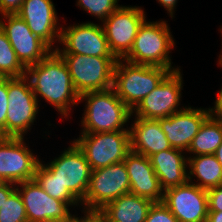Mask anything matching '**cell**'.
Listing matches in <instances>:
<instances>
[{
    "instance_id": "cell-1",
    "label": "cell",
    "mask_w": 222,
    "mask_h": 222,
    "mask_svg": "<svg viewBox=\"0 0 222 222\" xmlns=\"http://www.w3.org/2000/svg\"><path fill=\"white\" fill-rule=\"evenodd\" d=\"M35 98L41 95L45 101L55 107L67 118L68 112L80 101L75 90L68 66L61 55L52 50L43 60L26 69Z\"/></svg>"
},
{
    "instance_id": "cell-2",
    "label": "cell",
    "mask_w": 222,
    "mask_h": 222,
    "mask_svg": "<svg viewBox=\"0 0 222 222\" xmlns=\"http://www.w3.org/2000/svg\"><path fill=\"white\" fill-rule=\"evenodd\" d=\"M79 99V102L87 101L81 121L82 133L129 131L123 127L133 116L132 110L119 99L113 88L86 92Z\"/></svg>"
},
{
    "instance_id": "cell-3",
    "label": "cell",
    "mask_w": 222,
    "mask_h": 222,
    "mask_svg": "<svg viewBox=\"0 0 222 222\" xmlns=\"http://www.w3.org/2000/svg\"><path fill=\"white\" fill-rule=\"evenodd\" d=\"M169 72L167 68L117 59L112 88L119 99L133 110Z\"/></svg>"
},
{
    "instance_id": "cell-4",
    "label": "cell",
    "mask_w": 222,
    "mask_h": 222,
    "mask_svg": "<svg viewBox=\"0 0 222 222\" xmlns=\"http://www.w3.org/2000/svg\"><path fill=\"white\" fill-rule=\"evenodd\" d=\"M172 47H174V40L166 21L147 22L145 20L138 29L131 50L123 60L174 71L179 68L171 66L169 53Z\"/></svg>"
},
{
    "instance_id": "cell-5",
    "label": "cell",
    "mask_w": 222,
    "mask_h": 222,
    "mask_svg": "<svg viewBox=\"0 0 222 222\" xmlns=\"http://www.w3.org/2000/svg\"><path fill=\"white\" fill-rule=\"evenodd\" d=\"M66 62L72 84L79 95L112 88L115 57L60 54Z\"/></svg>"
},
{
    "instance_id": "cell-6",
    "label": "cell",
    "mask_w": 222,
    "mask_h": 222,
    "mask_svg": "<svg viewBox=\"0 0 222 222\" xmlns=\"http://www.w3.org/2000/svg\"><path fill=\"white\" fill-rule=\"evenodd\" d=\"M130 192V180L124 161L91 171L83 211L99 212L108 203Z\"/></svg>"
},
{
    "instance_id": "cell-7",
    "label": "cell",
    "mask_w": 222,
    "mask_h": 222,
    "mask_svg": "<svg viewBox=\"0 0 222 222\" xmlns=\"http://www.w3.org/2000/svg\"><path fill=\"white\" fill-rule=\"evenodd\" d=\"M38 102L26 76L8 78L6 137L23 138L25 136L38 114Z\"/></svg>"
},
{
    "instance_id": "cell-8",
    "label": "cell",
    "mask_w": 222,
    "mask_h": 222,
    "mask_svg": "<svg viewBox=\"0 0 222 222\" xmlns=\"http://www.w3.org/2000/svg\"><path fill=\"white\" fill-rule=\"evenodd\" d=\"M74 142L95 170L124 161L130 151V132L81 133Z\"/></svg>"
},
{
    "instance_id": "cell-9",
    "label": "cell",
    "mask_w": 222,
    "mask_h": 222,
    "mask_svg": "<svg viewBox=\"0 0 222 222\" xmlns=\"http://www.w3.org/2000/svg\"><path fill=\"white\" fill-rule=\"evenodd\" d=\"M145 18L141 7L120 6L103 21L109 50L116 59H123L129 53Z\"/></svg>"
},
{
    "instance_id": "cell-10",
    "label": "cell",
    "mask_w": 222,
    "mask_h": 222,
    "mask_svg": "<svg viewBox=\"0 0 222 222\" xmlns=\"http://www.w3.org/2000/svg\"><path fill=\"white\" fill-rule=\"evenodd\" d=\"M182 74L180 69L170 71L133 110L135 117L145 119H161L182 111L180 105L182 90Z\"/></svg>"
},
{
    "instance_id": "cell-11",
    "label": "cell",
    "mask_w": 222,
    "mask_h": 222,
    "mask_svg": "<svg viewBox=\"0 0 222 222\" xmlns=\"http://www.w3.org/2000/svg\"><path fill=\"white\" fill-rule=\"evenodd\" d=\"M48 164L44 165L54 177L82 202L85 199L92 169L77 144L73 141L67 150Z\"/></svg>"
},
{
    "instance_id": "cell-12",
    "label": "cell",
    "mask_w": 222,
    "mask_h": 222,
    "mask_svg": "<svg viewBox=\"0 0 222 222\" xmlns=\"http://www.w3.org/2000/svg\"><path fill=\"white\" fill-rule=\"evenodd\" d=\"M17 184L28 222L74 221L75 215L72 216L68 209L71 204L49 196L34 179Z\"/></svg>"
},
{
    "instance_id": "cell-13",
    "label": "cell",
    "mask_w": 222,
    "mask_h": 222,
    "mask_svg": "<svg viewBox=\"0 0 222 222\" xmlns=\"http://www.w3.org/2000/svg\"><path fill=\"white\" fill-rule=\"evenodd\" d=\"M23 138L0 137V181L20 183L33 180L40 160Z\"/></svg>"
},
{
    "instance_id": "cell-14",
    "label": "cell",
    "mask_w": 222,
    "mask_h": 222,
    "mask_svg": "<svg viewBox=\"0 0 222 222\" xmlns=\"http://www.w3.org/2000/svg\"><path fill=\"white\" fill-rule=\"evenodd\" d=\"M59 42L64 45L63 50L54 49L59 54L114 57L109 50L103 26L93 22L61 27Z\"/></svg>"
},
{
    "instance_id": "cell-15",
    "label": "cell",
    "mask_w": 222,
    "mask_h": 222,
    "mask_svg": "<svg viewBox=\"0 0 222 222\" xmlns=\"http://www.w3.org/2000/svg\"><path fill=\"white\" fill-rule=\"evenodd\" d=\"M162 203L179 222H207V190L193 184L192 180L166 189Z\"/></svg>"
},
{
    "instance_id": "cell-16",
    "label": "cell",
    "mask_w": 222,
    "mask_h": 222,
    "mask_svg": "<svg viewBox=\"0 0 222 222\" xmlns=\"http://www.w3.org/2000/svg\"><path fill=\"white\" fill-rule=\"evenodd\" d=\"M3 16L7 24L0 20V27L5 32L18 59L26 68L37 64L52 51L43 40L31 32L18 14H3Z\"/></svg>"
},
{
    "instance_id": "cell-17",
    "label": "cell",
    "mask_w": 222,
    "mask_h": 222,
    "mask_svg": "<svg viewBox=\"0 0 222 222\" xmlns=\"http://www.w3.org/2000/svg\"><path fill=\"white\" fill-rule=\"evenodd\" d=\"M210 116L209 109L185 107L169 117L159 119L163 133L172 148L187 151L204 121Z\"/></svg>"
},
{
    "instance_id": "cell-18",
    "label": "cell",
    "mask_w": 222,
    "mask_h": 222,
    "mask_svg": "<svg viewBox=\"0 0 222 222\" xmlns=\"http://www.w3.org/2000/svg\"><path fill=\"white\" fill-rule=\"evenodd\" d=\"M18 14L31 32L43 40L52 50L60 39V26L54 3L51 0H24Z\"/></svg>"
},
{
    "instance_id": "cell-19",
    "label": "cell",
    "mask_w": 222,
    "mask_h": 222,
    "mask_svg": "<svg viewBox=\"0 0 222 222\" xmlns=\"http://www.w3.org/2000/svg\"><path fill=\"white\" fill-rule=\"evenodd\" d=\"M124 164L130 180V193L161 203L164 197L159 178L151 165L150 158L130 150Z\"/></svg>"
},
{
    "instance_id": "cell-20",
    "label": "cell",
    "mask_w": 222,
    "mask_h": 222,
    "mask_svg": "<svg viewBox=\"0 0 222 222\" xmlns=\"http://www.w3.org/2000/svg\"><path fill=\"white\" fill-rule=\"evenodd\" d=\"M130 150L146 157L171 149L166 135L163 133L159 119H145L135 117L133 125L129 128Z\"/></svg>"
},
{
    "instance_id": "cell-21",
    "label": "cell",
    "mask_w": 222,
    "mask_h": 222,
    "mask_svg": "<svg viewBox=\"0 0 222 222\" xmlns=\"http://www.w3.org/2000/svg\"><path fill=\"white\" fill-rule=\"evenodd\" d=\"M183 150L171 148L151 155V165L159 178L160 185L166 189L188 182V158ZM183 154V155H182Z\"/></svg>"
},
{
    "instance_id": "cell-22",
    "label": "cell",
    "mask_w": 222,
    "mask_h": 222,
    "mask_svg": "<svg viewBox=\"0 0 222 222\" xmlns=\"http://www.w3.org/2000/svg\"><path fill=\"white\" fill-rule=\"evenodd\" d=\"M153 204L151 200L129 192L108 203L99 213L107 222H145Z\"/></svg>"
},
{
    "instance_id": "cell-23",
    "label": "cell",
    "mask_w": 222,
    "mask_h": 222,
    "mask_svg": "<svg viewBox=\"0 0 222 222\" xmlns=\"http://www.w3.org/2000/svg\"><path fill=\"white\" fill-rule=\"evenodd\" d=\"M188 165V181L196 177L197 183L193 184L201 189L208 190L222 185V166L214 154L190 156Z\"/></svg>"
},
{
    "instance_id": "cell-24",
    "label": "cell",
    "mask_w": 222,
    "mask_h": 222,
    "mask_svg": "<svg viewBox=\"0 0 222 222\" xmlns=\"http://www.w3.org/2000/svg\"><path fill=\"white\" fill-rule=\"evenodd\" d=\"M222 143V120L209 116L193 138L187 152L198 155L214 154Z\"/></svg>"
},
{
    "instance_id": "cell-25",
    "label": "cell",
    "mask_w": 222,
    "mask_h": 222,
    "mask_svg": "<svg viewBox=\"0 0 222 222\" xmlns=\"http://www.w3.org/2000/svg\"><path fill=\"white\" fill-rule=\"evenodd\" d=\"M34 180L52 198L77 206L81 202L65 187L40 161L35 170Z\"/></svg>"
},
{
    "instance_id": "cell-26",
    "label": "cell",
    "mask_w": 222,
    "mask_h": 222,
    "mask_svg": "<svg viewBox=\"0 0 222 222\" xmlns=\"http://www.w3.org/2000/svg\"><path fill=\"white\" fill-rule=\"evenodd\" d=\"M26 67L20 62L3 29L0 27V77L26 76Z\"/></svg>"
},
{
    "instance_id": "cell-27",
    "label": "cell",
    "mask_w": 222,
    "mask_h": 222,
    "mask_svg": "<svg viewBox=\"0 0 222 222\" xmlns=\"http://www.w3.org/2000/svg\"><path fill=\"white\" fill-rule=\"evenodd\" d=\"M0 222H28L24 202L17 189L2 204Z\"/></svg>"
},
{
    "instance_id": "cell-28",
    "label": "cell",
    "mask_w": 222,
    "mask_h": 222,
    "mask_svg": "<svg viewBox=\"0 0 222 222\" xmlns=\"http://www.w3.org/2000/svg\"><path fill=\"white\" fill-rule=\"evenodd\" d=\"M77 6L87 11L92 16L99 18L102 22L120 6L119 0H77Z\"/></svg>"
},
{
    "instance_id": "cell-29",
    "label": "cell",
    "mask_w": 222,
    "mask_h": 222,
    "mask_svg": "<svg viewBox=\"0 0 222 222\" xmlns=\"http://www.w3.org/2000/svg\"><path fill=\"white\" fill-rule=\"evenodd\" d=\"M145 222H179L171 211L161 202L154 203Z\"/></svg>"
},
{
    "instance_id": "cell-30",
    "label": "cell",
    "mask_w": 222,
    "mask_h": 222,
    "mask_svg": "<svg viewBox=\"0 0 222 222\" xmlns=\"http://www.w3.org/2000/svg\"><path fill=\"white\" fill-rule=\"evenodd\" d=\"M7 110H8V78L0 77V137H6Z\"/></svg>"
},
{
    "instance_id": "cell-31",
    "label": "cell",
    "mask_w": 222,
    "mask_h": 222,
    "mask_svg": "<svg viewBox=\"0 0 222 222\" xmlns=\"http://www.w3.org/2000/svg\"><path fill=\"white\" fill-rule=\"evenodd\" d=\"M208 211H222V185L207 190Z\"/></svg>"
},
{
    "instance_id": "cell-32",
    "label": "cell",
    "mask_w": 222,
    "mask_h": 222,
    "mask_svg": "<svg viewBox=\"0 0 222 222\" xmlns=\"http://www.w3.org/2000/svg\"><path fill=\"white\" fill-rule=\"evenodd\" d=\"M24 0H0V14L17 13Z\"/></svg>"
},
{
    "instance_id": "cell-33",
    "label": "cell",
    "mask_w": 222,
    "mask_h": 222,
    "mask_svg": "<svg viewBox=\"0 0 222 222\" xmlns=\"http://www.w3.org/2000/svg\"><path fill=\"white\" fill-rule=\"evenodd\" d=\"M17 184L11 182L0 181V208L4 201L17 189Z\"/></svg>"
},
{
    "instance_id": "cell-34",
    "label": "cell",
    "mask_w": 222,
    "mask_h": 222,
    "mask_svg": "<svg viewBox=\"0 0 222 222\" xmlns=\"http://www.w3.org/2000/svg\"><path fill=\"white\" fill-rule=\"evenodd\" d=\"M84 217H76L73 222H106V219L99 212L84 211Z\"/></svg>"
},
{
    "instance_id": "cell-35",
    "label": "cell",
    "mask_w": 222,
    "mask_h": 222,
    "mask_svg": "<svg viewBox=\"0 0 222 222\" xmlns=\"http://www.w3.org/2000/svg\"><path fill=\"white\" fill-rule=\"evenodd\" d=\"M210 116L222 120V88L217 94L215 106L212 108H208Z\"/></svg>"
},
{
    "instance_id": "cell-36",
    "label": "cell",
    "mask_w": 222,
    "mask_h": 222,
    "mask_svg": "<svg viewBox=\"0 0 222 222\" xmlns=\"http://www.w3.org/2000/svg\"><path fill=\"white\" fill-rule=\"evenodd\" d=\"M166 10L169 12L171 18H173L174 8L177 3V0H157Z\"/></svg>"
},
{
    "instance_id": "cell-37",
    "label": "cell",
    "mask_w": 222,
    "mask_h": 222,
    "mask_svg": "<svg viewBox=\"0 0 222 222\" xmlns=\"http://www.w3.org/2000/svg\"><path fill=\"white\" fill-rule=\"evenodd\" d=\"M207 222H222V211L208 212Z\"/></svg>"
},
{
    "instance_id": "cell-38",
    "label": "cell",
    "mask_w": 222,
    "mask_h": 222,
    "mask_svg": "<svg viewBox=\"0 0 222 222\" xmlns=\"http://www.w3.org/2000/svg\"><path fill=\"white\" fill-rule=\"evenodd\" d=\"M214 156L216 157V159L218 160V162L221 164L222 166V143L220 144V146L216 149Z\"/></svg>"
},
{
    "instance_id": "cell-39",
    "label": "cell",
    "mask_w": 222,
    "mask_h": 222,
    "mask_svg": "<svg viewBox=\"0 0 222 222\" xmlns=\"http://www.w3.org/2000/svg\"><path fill=\"white\" fill-rule=\"evenodd\" d=\"M220 31H221V34H222V27H221ZM219 65L222 66V51H221V54L219 56Z\"/></svg>"
}]
</instances>
